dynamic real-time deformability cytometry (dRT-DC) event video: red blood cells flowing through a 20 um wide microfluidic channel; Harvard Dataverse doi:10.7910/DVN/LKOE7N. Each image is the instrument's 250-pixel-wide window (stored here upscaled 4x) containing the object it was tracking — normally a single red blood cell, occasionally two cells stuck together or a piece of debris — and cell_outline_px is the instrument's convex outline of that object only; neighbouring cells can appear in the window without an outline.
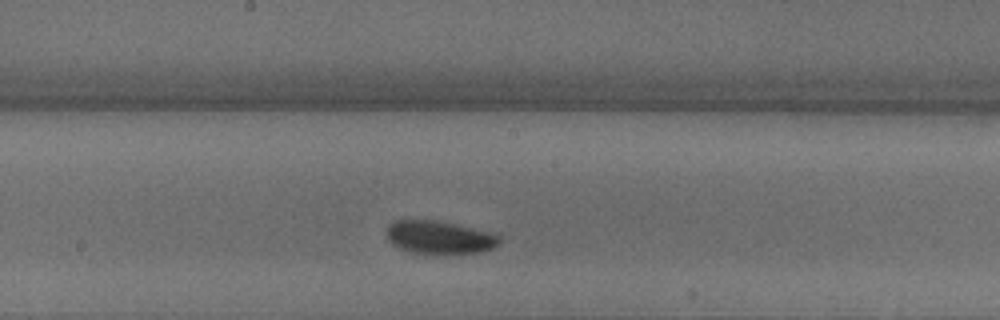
{"species": "common noctule bat (a hibernating species)", "species_latin": "Nyctalus noctula", "temperature_condition": "warm", "stored_images_in_passage": 22, "camera_frame_rate_fps": 3000, "um_per_image_px": 0.085, "animal": {"sex": "male", "body_mass_g": 18.8}, "frame": {"image": 1, "passage_image": 10, "time_ms": 3.0, "image_size_px": [1000, 320], "cell_outline_px": [[500, 244], [492, 248], [480, 252], [448, 256], [428, 256], [408, 252], [392, 244], [388, 240], [388, 224], [396, 220], [432, 220], [452, 224], [488, 232], [500, 236]], "centroid_in_image_um": [37.33, 20.24], "position_along_channel_um": 210.9, "area_um2": 22.25}}